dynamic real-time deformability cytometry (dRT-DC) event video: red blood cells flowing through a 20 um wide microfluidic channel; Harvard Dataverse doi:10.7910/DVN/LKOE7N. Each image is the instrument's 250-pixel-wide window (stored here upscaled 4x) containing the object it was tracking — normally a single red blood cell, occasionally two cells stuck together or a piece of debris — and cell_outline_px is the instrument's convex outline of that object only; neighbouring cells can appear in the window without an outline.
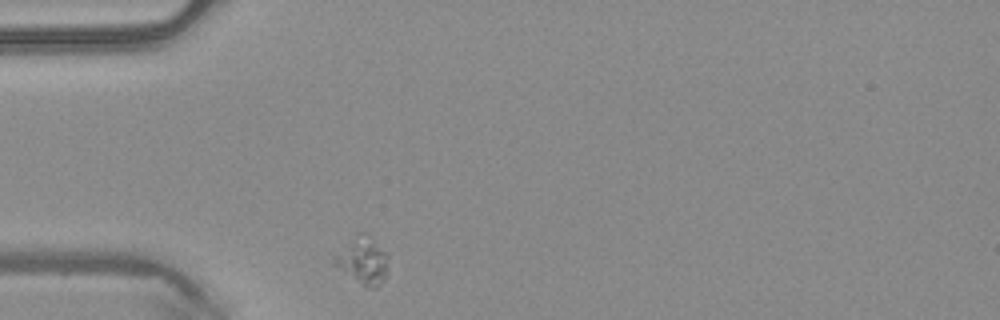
{"species": "common noctule bat (a hibernating species)", "species_latin": "Nyctalus noctula", "temperature_condition": "warm", "stored_images_in_passage": 29, "camera_frame_rate_fps": 3000, "um_per_image_px": 0.085, "animal": {"sex": "male", "body_mass_g": 20.4}, "frame": {"image": 1, "passage_image": 1, "time_ms": 0.0, "image_size_px": [1000, 320], "cell_outline_px": [[388, 276], [376, 288], [364, 288], [332, 264], [336, 256], [360, 232], [368, 232], [388, 252]], "centroid_in_image_um": [30.93, 22.19], "position_along_channel_um": 54.1, "area_um2": 15.03}}
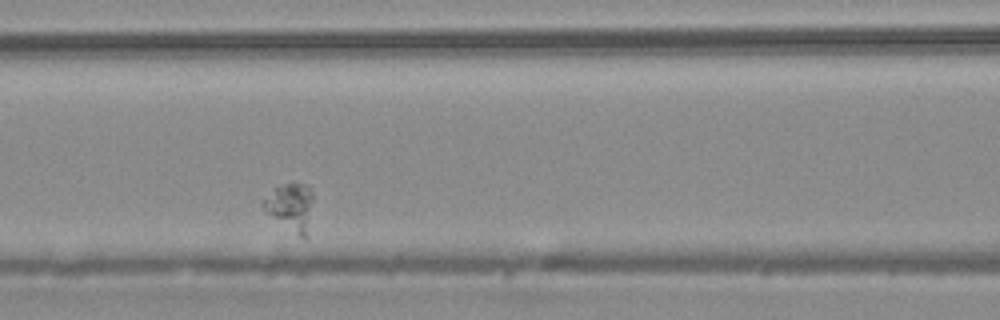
{"frame": {"image": 2, "passage_image": 9, "time_ms": 2.667, "image_size_px": [1000, 320], "cell_outline_px": [[312, 200], [308, 236], [304, 240], [264, 212], [260, 204], [276, 188], [284, 184], [296, 180], [308, 184], [312, 192]], "centroid_in_image_um": [24.73, 17.58], "position_along_channel_um": 141.9, "area_um2": 14.1}}
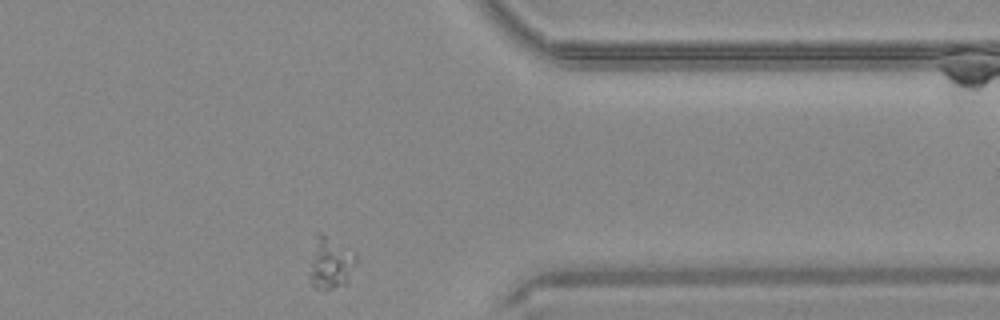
{"frame": {"image": 3, "passage_image": 29, "time_ms": 9.333, "image_size_px": [1000, 320], "cell_outline_px": [[356, 264], [348, 284], [332, 288], [316, 288], [312, 284], [308, 276], [308, 272], [316, 228], [356, 256]], "centroid_in_image_um": [28.04, 22.36], "position_along_channel_um": 383.4, "area_um2": 14.16}}